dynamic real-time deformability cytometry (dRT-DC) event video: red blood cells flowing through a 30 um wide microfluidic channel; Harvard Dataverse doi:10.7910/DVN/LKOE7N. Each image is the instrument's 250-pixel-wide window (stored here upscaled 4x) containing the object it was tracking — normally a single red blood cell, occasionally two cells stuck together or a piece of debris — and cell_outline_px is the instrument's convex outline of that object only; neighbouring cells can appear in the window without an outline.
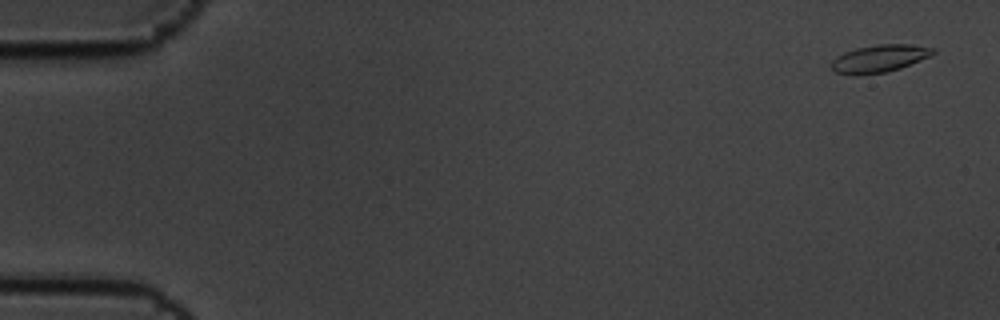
{"species": "common noctule bat (a hibernating species)", "species_latin": "Nyctalus noctula", "temperature_condition": "cold", "stored_images_in_passage": 6, "camera_frame_rate_fps": 3000, "um_per_image_px": 0.085, "animal": {"sex": "male", "body_mass_g": 19.5, "forearm_length_mm": 54.6}, "frame": {"image": 1, "passage_image": 1, "time_ms": 0.0, "image_size_px": [1000, 320], "cell_outline_px": [[936, 52], [920, 60], [900, 68], [888, 72], [856, 76], [852, 76], [836, 72], [828, 64], [836, 56], [844, 52], [856, 48], [876, 44], [908, 44], [936, 48]], "centroid_in_image_um": [74.69, 4.99], "position_along_channel_um": 10.3, "area_um2": 16.53}}
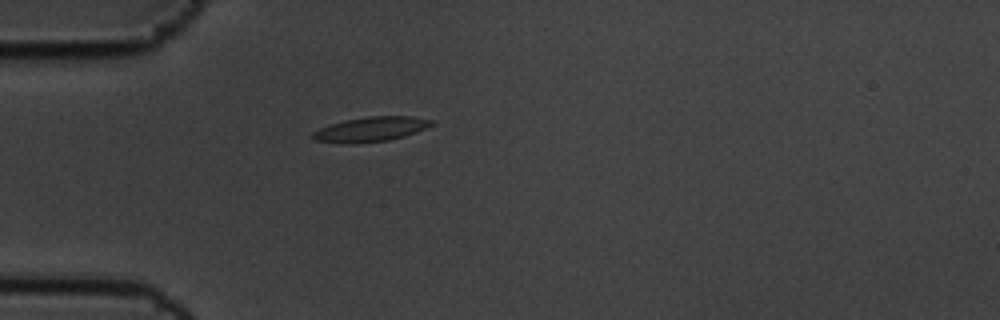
{"frame": {"image": 2, "passage_image": 5, "time_ms": 1.333, "image_size_px": [1000, 320], "cell_outline_px": [[436, 124], [416, 132], [404, 136], [388, 140], [352, 144], [344, 144], [312, 140], [312, 132], [320, 128], [344, 120], [368, 116], [412, 116], [432, 120]], "centroid_in_image_um": [31.51, 10.99], "position_along_channel_um": 53.5, "area_um2": 17.22}}